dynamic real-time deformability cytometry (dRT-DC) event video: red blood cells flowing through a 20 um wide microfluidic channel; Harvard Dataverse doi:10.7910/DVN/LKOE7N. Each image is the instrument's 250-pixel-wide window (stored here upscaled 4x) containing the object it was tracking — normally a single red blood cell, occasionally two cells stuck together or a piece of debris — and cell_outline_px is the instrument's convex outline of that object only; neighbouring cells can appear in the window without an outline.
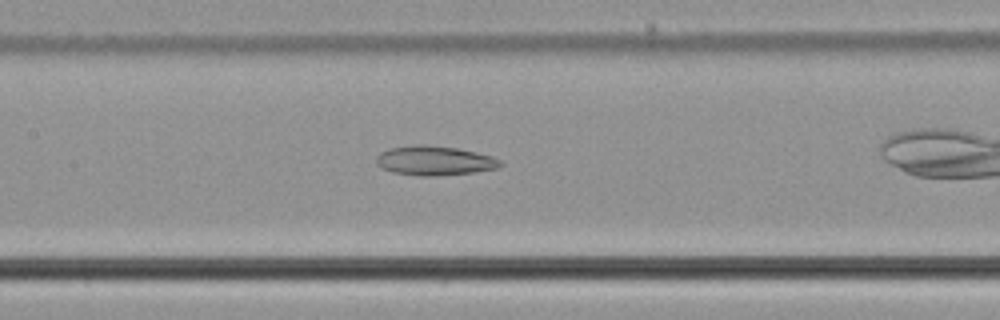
{"species": "common noctule bat (a hibernating species)", "species_latin": "Nyctalus noctula", "temperature_condition": "cold", "stored_images_in_passage": 20, "camera_frame_rate_fps": 3000, "um_per_image_px": 0.085, "animal": {"sex": "male", "body_mass_g": 21.5, "forearm_length_mm": 52.0}, "frame": {"image": 1, "passage_image": 17, "time_ms": 5.333, "image_size_px": [1000, 320], "cell_outline_px": [[504, 164], [496, 168], [472, 172], [428, 176], [420, 176], [392, 172], [380, 168], [376, 164], [376, 156], [380, 152], [388, 148], [412, 144], [424, 144], [456, 148], [476, 152], [492, 156], [500, 160]], "centroid_in_image_um": [36.87, 13.64], "position_along_channel_um": 170.5, "area_um2": 21.33}}
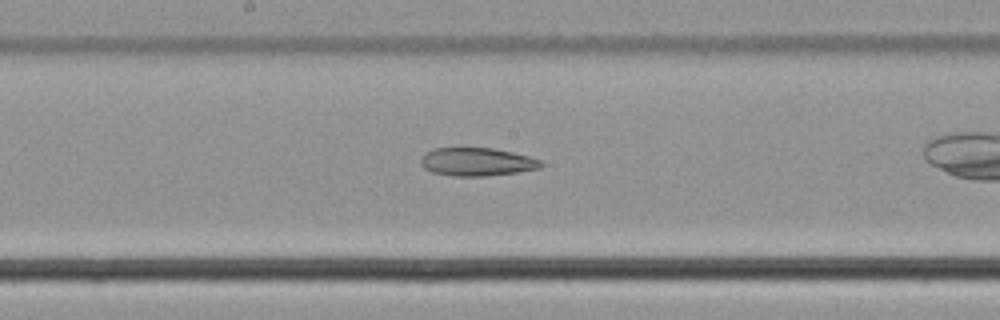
{"frame": {"image": 2, "passage_image": 20, "time_ms": 6.333, "image_size_px": [1000, 320], "cell_outline_px": [[544, 164], [540, 168], [516, 172], [484, 176], [452, 176], [432, 172], [424, 168], [420, 164], [420, 156], [424, 152], [432, 148], [460, 144], [492, 148], [512, 152], [528, 156], [540, 160]], "centroid_in_image_um": [40.42, 13.7], "position_along_channel_um": 207.8, "area_um2": 20.69}}